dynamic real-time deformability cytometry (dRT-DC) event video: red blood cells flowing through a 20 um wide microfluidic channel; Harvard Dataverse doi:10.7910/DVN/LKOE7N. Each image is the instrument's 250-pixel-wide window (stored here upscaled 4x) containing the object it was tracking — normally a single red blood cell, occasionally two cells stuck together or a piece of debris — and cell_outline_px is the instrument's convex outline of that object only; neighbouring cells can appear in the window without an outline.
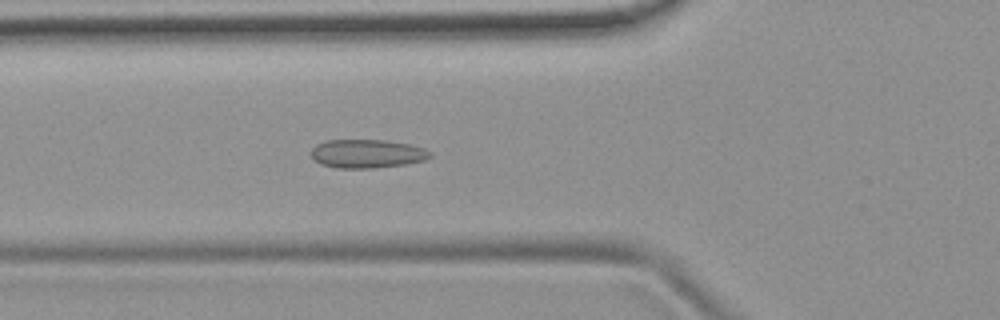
{"species": "common noctule bat (a hibernating species)", "species_latin": "Nyctalus noctula", "temperature_condition": "room temperature", "stored_images_in_passage": 45, "camera_frame_rate_fps": 3000, "um_per_image_px": 0.085, "animal": {"sex": "female", "body_mass_g": 19.9}, "frame": {"image": 1, "passage_image": 15, "time_ms": 4.667, "image_size_px": [1000, 320], "cell_outline_px": [[432, 156], [424, 160], [404, 164], [372, 168], [336, 168], [320, 164], [312, 160], [308, 152], [316, 144], [324, 140], [384, 140], [408, 144], [424, 148], [432, 152]], "centroid_in_image_um": [31.12, 13.06], "position_along_channel_um": 94.7, "area_um2": 20.06}}
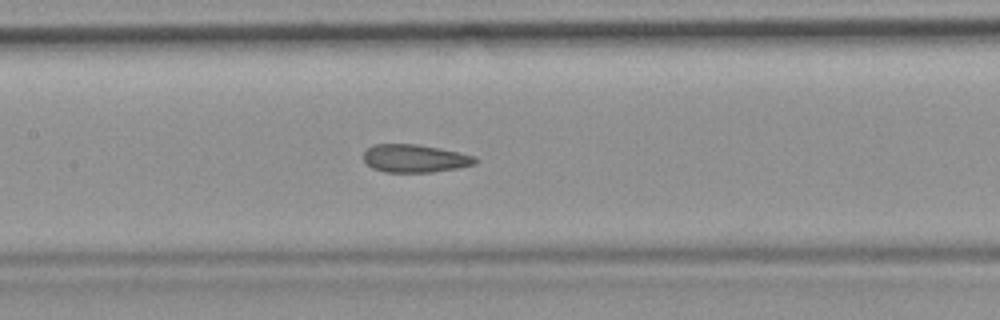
{"frame": {"image": 2, "passage_image": 21, "time_ms": 6.667, "image_size_px": [1000, 320], "cell_outline_px": [[480, 160], [476, 164], [460, 168], [432, 172], [384, 172], [372, 168], [364, 160], [364, 152], [372, 144], [416, 144], [440, 148], [476, 156]], "centroid_in_image_um": [35.31, 13.47], "position_along_channel_um": 172.1, "area_um2": 18.38}}
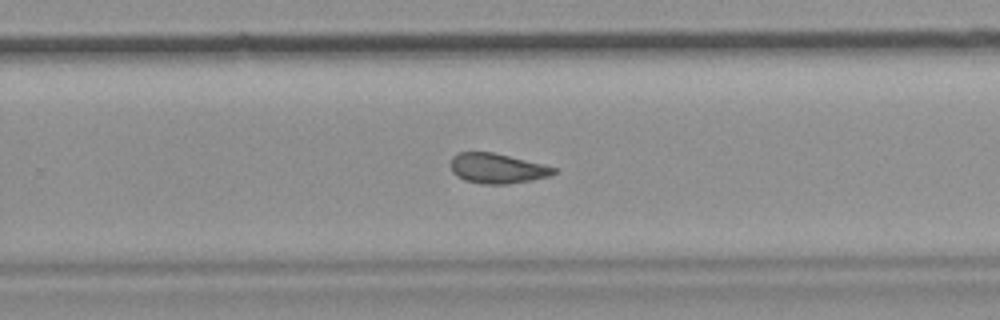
{"frame": {"image": 3, "passage_image": 30, "time_ms": 9.667, "image_size_px": [1000, 320], "cell_outline_px": [[556, 172], [552, 176], [532, 180], [508, 184], [484, 184], [464, 180], [456, 176], [452, 172], [452, 156], [460, 152], [492, 152], [544, 164], [556, 168]], "centroid_in_image_um": [42.29, 14.32], "position_along_channel_um": 287.5, "area_um2": 18.03}, "authors_computed_cell_mechanics": {"area_um2": 19.8254, "velocity_mm_per_s": 3.8638, "shape_relaxation_time_tau1_ms": null, "shape_relaxation_time_tau2_ms": 1.9031, "deformation_change_tau1": null, "deformation_change_tau2": 0.0792}}